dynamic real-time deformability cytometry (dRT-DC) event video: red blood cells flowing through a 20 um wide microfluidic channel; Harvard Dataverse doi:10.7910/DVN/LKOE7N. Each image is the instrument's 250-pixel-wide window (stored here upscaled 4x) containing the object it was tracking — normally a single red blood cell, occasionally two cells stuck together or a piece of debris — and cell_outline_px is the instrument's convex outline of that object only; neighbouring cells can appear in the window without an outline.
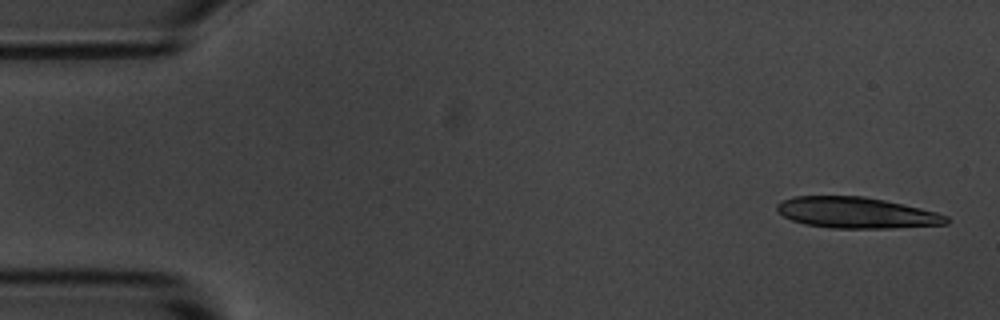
{"species": "common noctule bat (a hibernating species)", "species_latin": "Nyctalus noctula", "temperature_condition": "room temperature", "stored_images_in_passage": 4, "camera_frame_rate_fps": 3000, "um_per_image_px": 0.085, "animal": {"sex": "male", "body_mass_g": 20.1, "forearm_length_mm": 53.5}, "frame": {"image": 1, "passage_image": 1, "time_ms": 0.0, "image_size_px": [1000, 320], "cell_outline_px": [[952, 220], [948, 224], [892, 228], [832, 228], [804, 224], [792, 220], [776, 212], [776, 204], [780, 200], [792, 196], [864, 196], [884, 200], [920, 208], [936, 212], [948, 216]], "centroid_in_image_um": [72.77, 18.08], "position_along_channel_um": 12.2, "area_um2": 30.87}}